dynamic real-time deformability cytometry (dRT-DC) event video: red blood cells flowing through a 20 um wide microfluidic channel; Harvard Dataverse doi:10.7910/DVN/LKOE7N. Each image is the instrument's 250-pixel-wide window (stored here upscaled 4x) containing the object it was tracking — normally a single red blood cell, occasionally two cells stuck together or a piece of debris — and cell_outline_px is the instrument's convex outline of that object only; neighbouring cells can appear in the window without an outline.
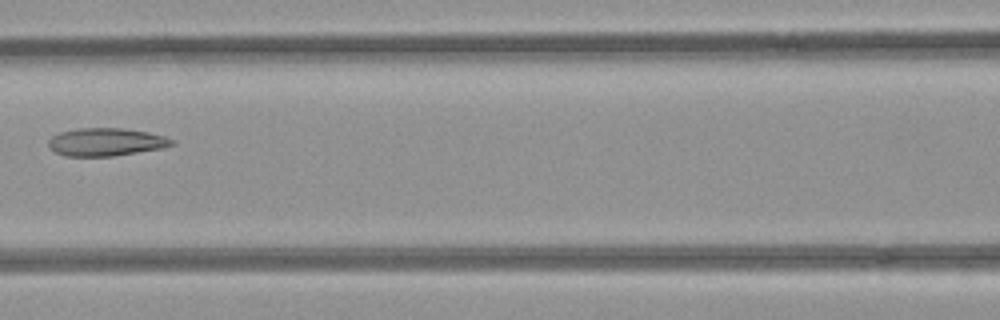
{"species": "common noctule bat (a hibernating species)", "species_latin": "Nyctalus noctula", "temperature_condition": "room temperature", "stored_images_in_passage": 6, "camera_frame_rate_fps": 3000, "um_per_image_px": 0.085, "animal": {"sex": "female", "body_mass_g": 21.9}, "frame": {"image": 1, "passage_image": 5, "time_ms": 1.333, "image_size_px": [1000, 320], "cell_outline_px": [[176, 144], [160, 148], [112, 156], [64, 156], [56, 152], [48, 144], [48, 140], [52, 136], [60, 132], [76, 128], [124, 128], [148, 132], [164, 136], [176, 140]], "centroid_in_image_um": [9.02, 12.06], "position_along_channel_um": 157.6, "area_um2": 20.0}}
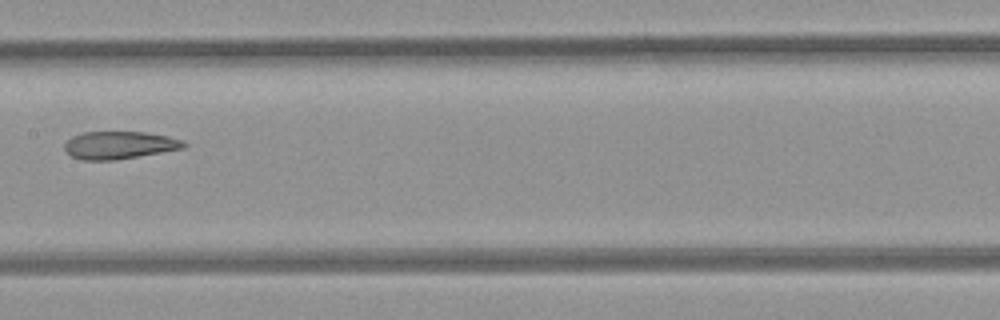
{"frame": {"image": 2, "passage_image": 6, "time_ms": 1.667, "image_size_px": [1000, 320], "cell_outline_px": [[188, 144], [184, 148], [116, 160], [80, 160], [72, 156], [64, 148], [64, 144], [72, 136], [84, 132], [144, 132], [168, 136], [184, 140]], "centroid_in_image_um": [10.16, 12.33], "position_along_channel_um": 197.2, "area_um2": 19.19}}